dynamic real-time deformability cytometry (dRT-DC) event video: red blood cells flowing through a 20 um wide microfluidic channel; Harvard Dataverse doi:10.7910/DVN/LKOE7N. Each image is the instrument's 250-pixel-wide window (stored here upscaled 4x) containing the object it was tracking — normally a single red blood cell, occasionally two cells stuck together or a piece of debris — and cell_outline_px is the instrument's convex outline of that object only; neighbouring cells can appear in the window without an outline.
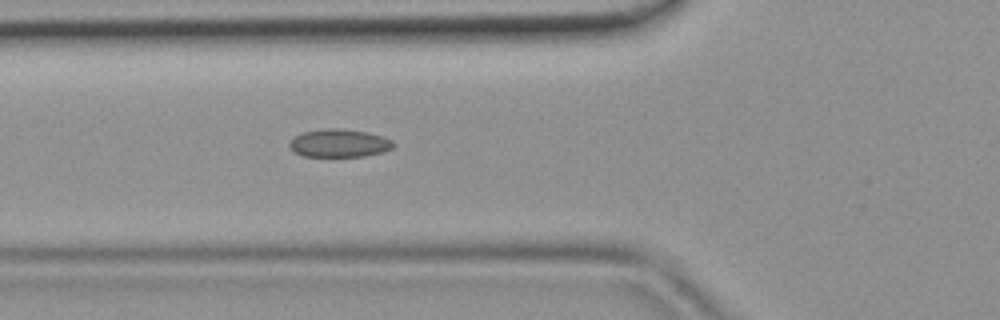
{"species": "common noctule bat (a hibernating species)", "species_latin": "Nyctalus noctula", "temperature_condition": "room temperature", "stored_images_in_passage": 30, "camera_frame_rate_fps": 3000, "um_per_image_px": 0.085, "animal": {"sex": "female", "body_mass_g": 19.9}, "frame": {"image": 1, "passage_image": 7, "time_ms": 2.0, "image_size_px": [1000, 320], "cell_outline_px": [[396, 144], [392, 148], [380, 152], [364, 156], [304, 156], [292, 152], [288, 148], [288, 144], [300, 132], [324, 128], [340, 128], [368, 132], [384, 136], [392, 140]], "centroid_in_image_um": [28.81, 12.15], "position_along_channel_um": 97.0, "area_um2": 17.17}}
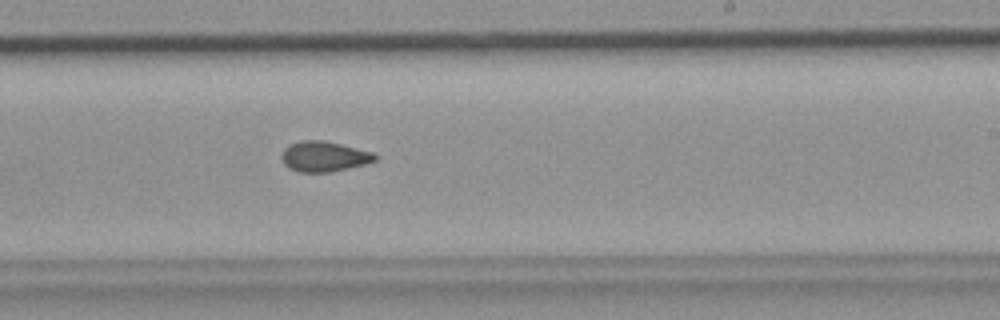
{"frame": {"image": 2, "passage_image": 18, "time_ms": 5.667, "image_size_px": [1000, 320], "cell_outline_px": [[376, 160], [364, 164], [348, 168], [328, 172], [300, 172], [288, 168], [284, 164], [280, 156], [284, 148], [288, 144], [300, 140], [324, 140], [372, 152], [376, 156]], "centroid_in_image_um": [27.48, 13.29], "position_along_channel_um": 261.5, "area_um2": 16.47}}
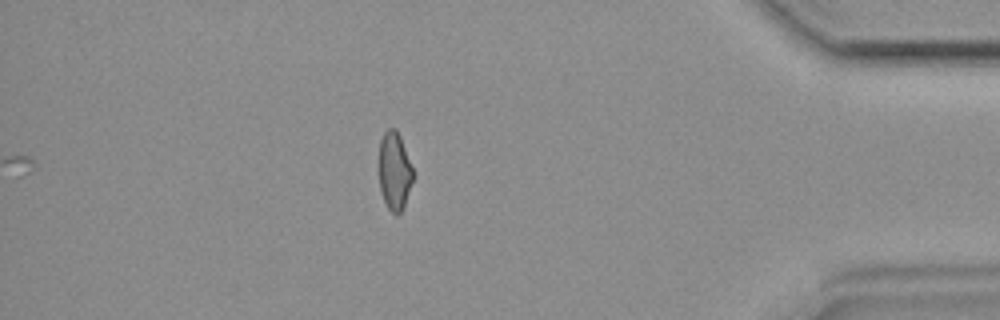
{"frame": {"image": 3, "passage_image": 30, "time_ms": 9.667, "image_size_px": [1000, 320], "cell_outline_px": [[412, 180], [404, 204], [400, 212], [396, 216], [388, 208], [380, 192], [376, 168], [380, 140], [384, 132], [388, 128], [396, 128], [400, 136], [412, 168]], "centroid_in_image_um": [33.45, 14.5], "position_along_channel_um": 401.8, "area_um2": 15.78}}